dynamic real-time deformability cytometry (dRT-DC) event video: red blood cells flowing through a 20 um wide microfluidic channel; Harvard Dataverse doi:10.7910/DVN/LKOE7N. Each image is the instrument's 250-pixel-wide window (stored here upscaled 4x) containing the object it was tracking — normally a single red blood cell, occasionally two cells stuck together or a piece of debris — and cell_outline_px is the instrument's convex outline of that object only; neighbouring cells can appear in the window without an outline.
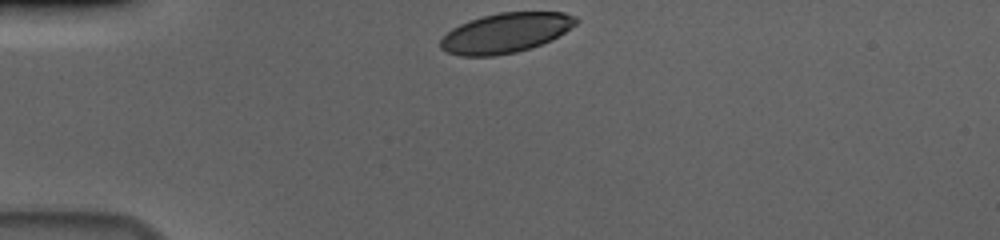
{"species": "human", "species_latin": "Homo sapiens", "temperature_condition": "cold", "stored_images_in_passage": 34, "camera_frame_rate_fps": 3000, "um_per_image_px": 0.085, "donor": {"sex": "male"}, "frame": {"image": 1, "passage_image": 1, "time_ms": 0.0, "image_size_px": [1000, 240], "cell_outline_px": [[580, 20], [576, 24], [552, 40], [532, 48], [516, 52], [492, 56], [460, 56], [448, 52], [440, 48], [440, 40], [452, 28], [468, 20], [500, 12], [564, 12], [576, 16]], "centroid_in_image_um": [43.0, 2.79], "position_along_channel_um": 42.0, "area_um2": 31.5}}
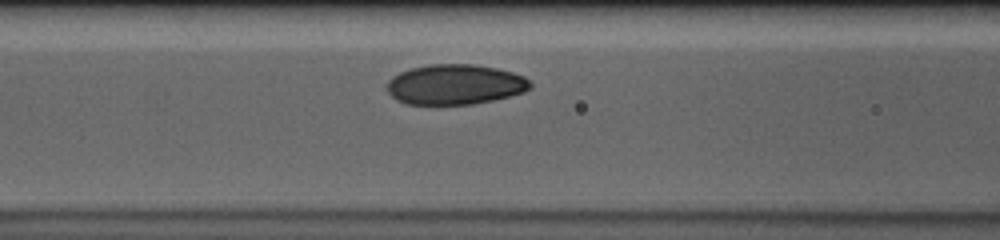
{"frame": {"image": 2, "passage_image": 11, "time_ms": 3.333, "image_size_px": [1000, 240], "cell_outline_px": [[532, 88], [524, 92], [492, 100], [472, 104], [408, 104], [396, 100], [384, 88], [388, 80], [392, 76], [400, 72], [412, 68], [432, 64], [476, 64], [496, 68], [512, 72], [524, 76], [532, 84]], "centroid_in_image_um": [38.66, 7.18], "position_along_channel_um": 127.9, "area_um2": 33.64}}
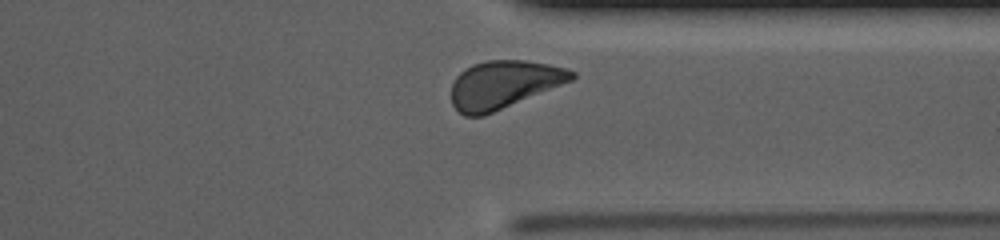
{"frame": {"image": 3, "passage_image": 31, "time_ms": 10.0, "image_size_px": [1000, 240], "cell_outline_px": [[576, 76], [572, 80], [484, 116], [464, 116], [452, 104], [452, 84], [456, 76], [464, 68], [472, 64], [488, 60], [524, 60], [548, 64], [564, 68], [576, 72]], "centroid_in_image_um": [42.79, 7.18], "position_along_channel_um": 368.6, "area_um2": 33.35}, "authors_computed_cell_mechanics": {"area_um2": 33.4373, "velocity_mm_per_s": 3.6225, "shape_relaxation_time_tau1_ms": 1.708, "shape_relaxation_time_tau2_ms": 10.4995, "deformation_change_tau1": 0.0901, "deformation_change_tau2": 0.1369}}